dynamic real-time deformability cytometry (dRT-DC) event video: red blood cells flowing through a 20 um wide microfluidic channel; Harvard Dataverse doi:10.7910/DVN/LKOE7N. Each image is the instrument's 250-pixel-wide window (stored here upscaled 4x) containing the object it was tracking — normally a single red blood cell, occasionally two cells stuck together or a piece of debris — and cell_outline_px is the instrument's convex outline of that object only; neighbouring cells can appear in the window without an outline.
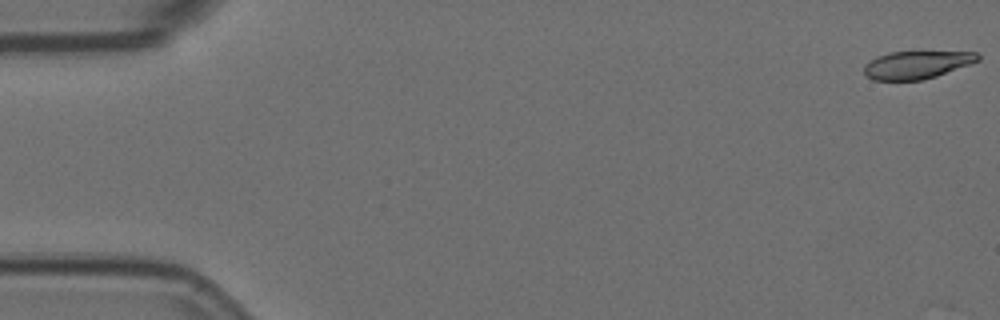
{"species": "Egyptian fruit bat (a non-hibernating species)", "species_latin": "Rousettus aegyptiacus", "temperature_condition": "room temperature", "stored_images_in_passage": 5, "camera_frame_rate_fps": 3000, "um_per_image_px": 0.085, "animal": {"sex": "female"}, "frame": {"image": 1, "passage_image": 1, "time_ms": 0.0, "image_size_px": [1000, 320], "cell_outline_px": [[980, 60], [936, 76], [924, 80], [872, 80], [864, 72], [864, 64], [876, 56], [888, 52], [976, 52], [980, 56]], "centroid_in_image_um": [77.89, 5.51], "position_along_channel_um": 7.1, "area_um2": 18.32}}